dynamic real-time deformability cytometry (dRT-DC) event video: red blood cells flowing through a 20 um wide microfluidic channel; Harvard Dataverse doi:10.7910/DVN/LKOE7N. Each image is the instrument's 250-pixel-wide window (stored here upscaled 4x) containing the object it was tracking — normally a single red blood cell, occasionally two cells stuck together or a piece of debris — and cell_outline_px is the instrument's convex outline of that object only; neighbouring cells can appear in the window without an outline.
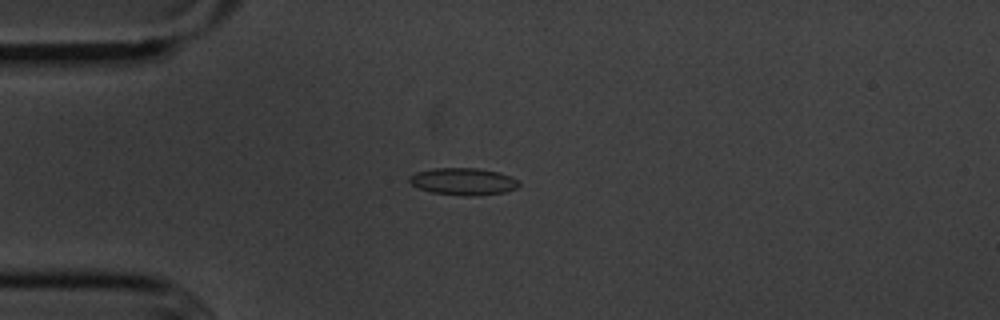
{"species": "common noctule bat (a hibernating species)", "species_latin": "Nyctalus noctula", "temperature_condition": "cold", "stored_images_in_passage": 21, "camera_frame_rate_fps": 3000, "um_per_image_px": 0.085, "animal": {"sex": "male", "body_mass_g": 20.1, "forearm_length_mm": 53.5}, "frame": {"image": 1, "passage_image": 4, "time_ms": 1.0, "image_size_px": [1000, 320], "cell_outline_px": [[520, 184], [516, 188], [504, 192], [468, 196], [464, 196], [432, 192], [420, 188], [412, 184], [408, 180], [408, 176], [416, 172], [432, 168], [476, 168], [500, 172], [516, 180]], "centroid_in_image_um": [39.34, 15.41], "position_along_channel_um": 45.7, "area_um2": 17.11}}
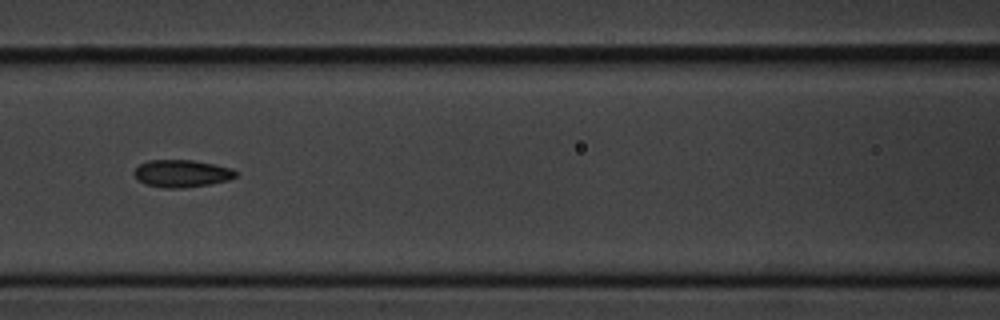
{"frame": {"image": 2, "passage_image": 14, "time_ms": 4.333, "image_size_px": [1000, 320], "cell_outline_px": [[236, 176], [228, 180], [208, 184], [180, 188], [164, 188], [148, 184], [140, 180], [132, 172], [140, 164], [148, 160], [192, 160], [216, 164], [232, 168], [236, 172]], "centroid_in_image_um": [15.46, 14.73], "position_along_channel_um": 151.1, "area_um2": 16.01}}
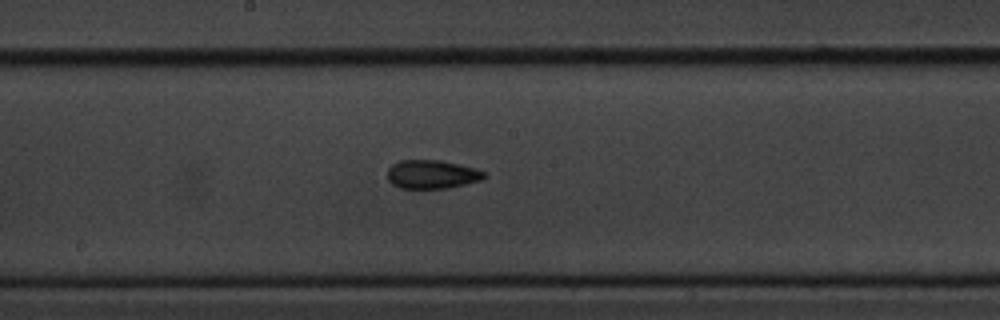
{"frame": {"image": 3, "passage_image": 19, "time_ms": 6.0, "image_size_px": [1000, 320], "cell_outline_px": [[488, 176], [480, 180], [448, 188], [400, 188], [392, 184], [388, 180], [388, 168], [392, 164], [400, 160], [440, 160], [460, 164], [484, 172]], "centroid_in_image_um": [36.69, 14.81], "position_along_channel_um": 211.5, "area_um2": 16.07}}